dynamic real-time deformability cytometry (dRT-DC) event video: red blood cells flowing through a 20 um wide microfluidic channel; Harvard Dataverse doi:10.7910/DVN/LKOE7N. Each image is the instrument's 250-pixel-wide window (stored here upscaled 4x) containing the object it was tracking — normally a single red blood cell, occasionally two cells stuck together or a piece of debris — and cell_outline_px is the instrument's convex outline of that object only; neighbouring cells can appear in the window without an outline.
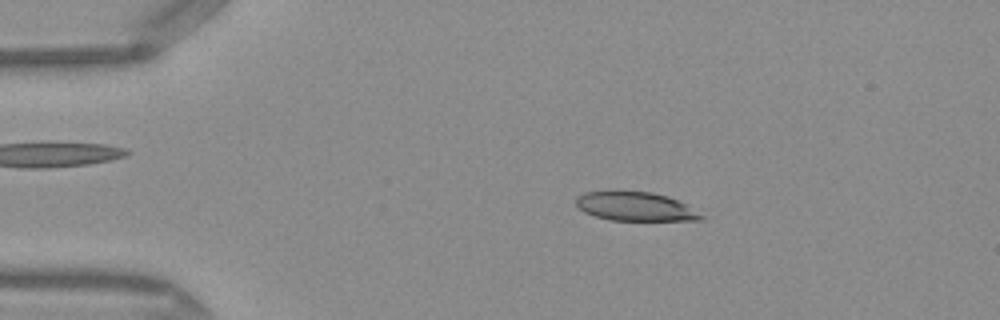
{"species": "Egyptian fruit bat (a non-hibernating species)", "species_latin": "Rousettus aegyptiacus", "temperature_condition": "warm", "stored_images_in_passage": 49, "camera_frame_rate_fps": 3000, "um_per_image_px": 0.085, "frame": {"image": 1, "passage_image": 9, "time_ms": 2.667, "image_size_px": [1000, 320], "cell_outline_px": [[704, 220], [608, 220], [584, 212], [576, 204], [576, 196], [584, 192], [612, 188], [652, 192], [668, 196], [684, 204], [704, 216]], "centroid_in_image_um": [53.91, 17.5], "position_along_channel_um": 31.1, "area_um2": 21.62}}
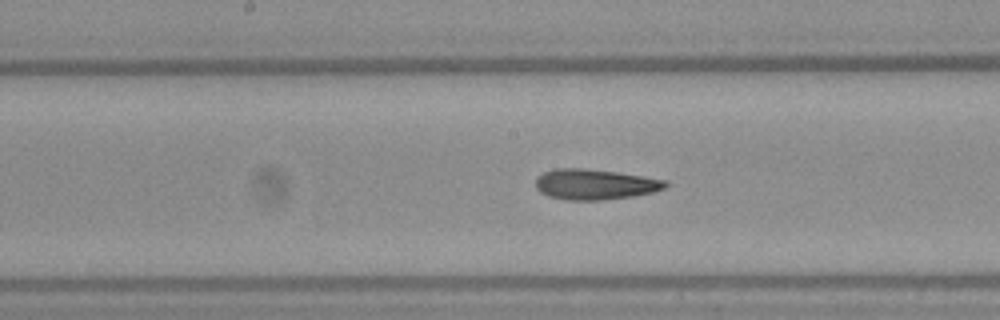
{"frame": {"image": 2, "passage_image": 25, "time_ms": 8.0, "image_size_px": [1000, 320], "cell_outline_px": [[668, 184], [664, 188], [652, 192], [632, 196], [600, 200], [568, 200], [548, 196], [540, 192], [536, 188], [536, 176], [544, 172], [556, 168], [584, 168], [616, 172], [644, 176], [668, 180]], "centroid_in_image_um": [50.55, 15.66], "position_along_channel_um": 197.7, "area_um2": 23.06}}
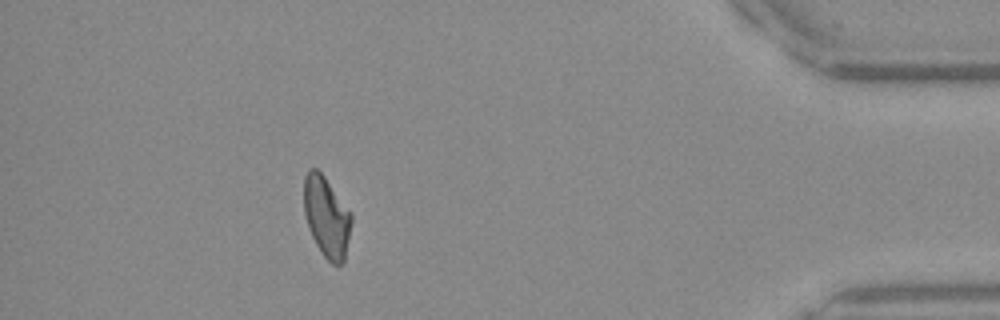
{"frame": {"image": 3, "passage_image": 44, "time_ms": 14.333, "image_size_px": [1000, 320], "cell_outline_px": [[352, 220], [344, 260], [340, 264], [332, 264], [324, 256], [316, 244], [312, 236], [304, 212], [304, 176], [308, 168], [316, 168], [324, 176], [352, 212]], "centroid_in_image_um": [27.76, 18.39], "position_along_channel_um": 407.4, "area_um2": 22.2}, "authors_computed_cell_mechanics": {"area_um2": 22.542, "velocity_mm_per_s": 4.1146, "shape_relaxation_time_tau1_ms": 8.9401, "shape_relaxation_time_tau2_ms": 2.856, "deformation_change_tau1": 0.2553, "deformation_change_tau2": 0.1173}}